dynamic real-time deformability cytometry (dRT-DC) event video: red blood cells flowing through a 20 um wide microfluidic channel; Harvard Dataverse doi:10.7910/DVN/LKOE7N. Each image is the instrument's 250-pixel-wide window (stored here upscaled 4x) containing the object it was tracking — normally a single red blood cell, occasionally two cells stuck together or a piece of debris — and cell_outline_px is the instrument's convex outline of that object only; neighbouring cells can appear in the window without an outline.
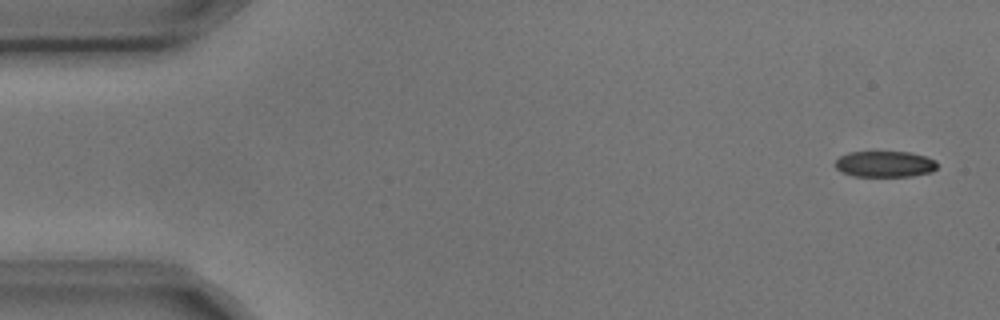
{"species": "common noctule bat (a hibernating species)", "species_latin": "Nyctalus noctula", "temperature_condition": "cold", "stored_images_in_passage": 3, "camera_frame_rate_fps": 3000, "um_per_image_px": 0.085, "animal": {"sex": "male", "body_mass_g": 17.9, "forearm_length_mm": 54.2}, "frame": {"image": 1, "passage_image": 1, "time_ms": 0.0, "image_size_px": [1000, 320], "cell_outline_px": [[936, 168], [932, 172], [912, 176], [856, 176], [840, 172], [836, 168], [836, 160], [840, 156], [848, 152], [908, 152], [924, 156], [936, 160]], "centroid_in_image_um": [75.2, 13.95], "position_along_channel_um": 9.8, "area_um2": 15.43}}